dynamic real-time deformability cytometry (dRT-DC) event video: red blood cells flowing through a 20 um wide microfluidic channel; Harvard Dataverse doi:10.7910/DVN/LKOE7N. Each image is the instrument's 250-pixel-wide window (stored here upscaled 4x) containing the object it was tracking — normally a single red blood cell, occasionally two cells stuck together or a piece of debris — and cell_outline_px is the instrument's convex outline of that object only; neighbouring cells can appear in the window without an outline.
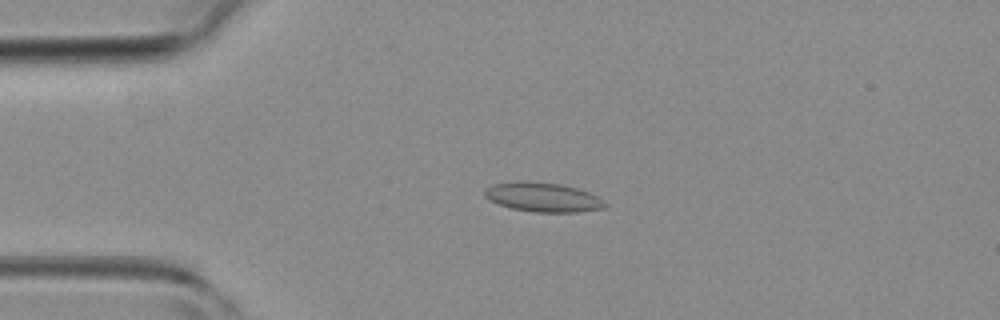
{"species": "common noctule bat (a hibernating species)", "species_latin": "Nyctalus noctula", "temperature_condition": "room temperature", "stored_images_in_passage": 5, "camera_frame_rate_fps": 3000, "um_per_image_px": 0.085, "animal": {"sex": "female", "body_mass_g": 19.3, "forearm_length_mm": 54.1}, "frame": {"image": 1, "passage_image": 3, "time_ms": 3.0, "image_size_px": [1000, 320], "cell_outline_px": [[608, 204], [604, 208], [576, 212], [532, 212], [512, 208], [488, 200], [484, 196], [484, 188], [492, 184], [520, 180], [524, 180], [560, 184], [576, 188], [588, 192], [604, 200]], "centroid_in_image_um": [46.11, 16.75], "position_along_channel_um": 38.9, "area_um2": 20.69}}
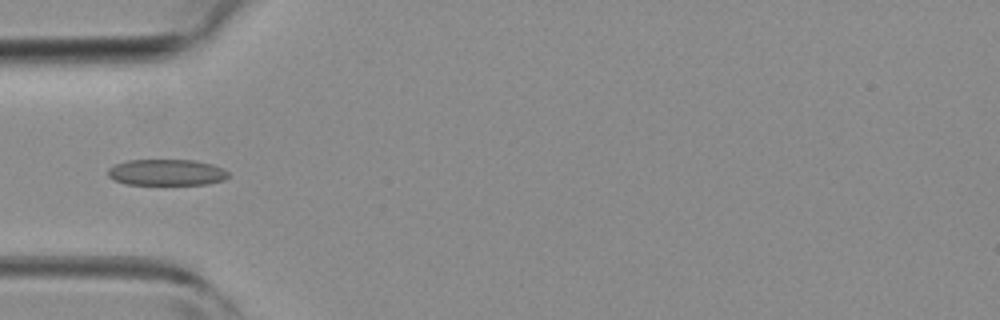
{"frame": {"image": 2, "passage_image": 4, "time_ms": 4.333, "image_size_px": [1000, 320], "cell_outline_px": [[228, 176], [224, 180], [208, 184], [124, 184], [112, 180], [108, 176], [108, 168], [116, 164], [128, 160], [196, 160], [212, 164], [224, 168], [228, 172]], "centroid_in_image_um": [14.16, 14.65], "position_along_channel_um": 70.8, "area_um2": 18.5}}
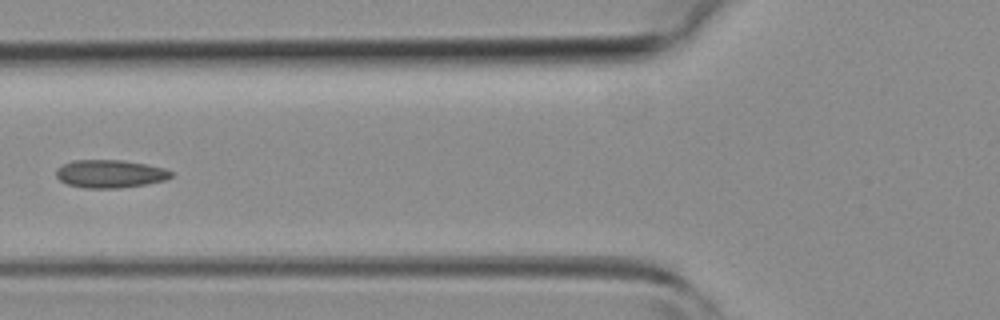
{"frame": {"image": 3, "passage_image": 5, "time_ms": 5.333, "image_size_px": [1000, 320], "cell_outline_px": [[172, 176], [164, 180], [148, 184], [120, 188], [84, 188], [68, 184], [60, 180], [56, 176], [56, 168], [72, 160], [124, 160], [148, 164], [164, 168], [172, 172]], "centroid_in_image_um": [9.36, 14.77], "position_along_channel_um": 116.4, "area_um2": 18.84}}